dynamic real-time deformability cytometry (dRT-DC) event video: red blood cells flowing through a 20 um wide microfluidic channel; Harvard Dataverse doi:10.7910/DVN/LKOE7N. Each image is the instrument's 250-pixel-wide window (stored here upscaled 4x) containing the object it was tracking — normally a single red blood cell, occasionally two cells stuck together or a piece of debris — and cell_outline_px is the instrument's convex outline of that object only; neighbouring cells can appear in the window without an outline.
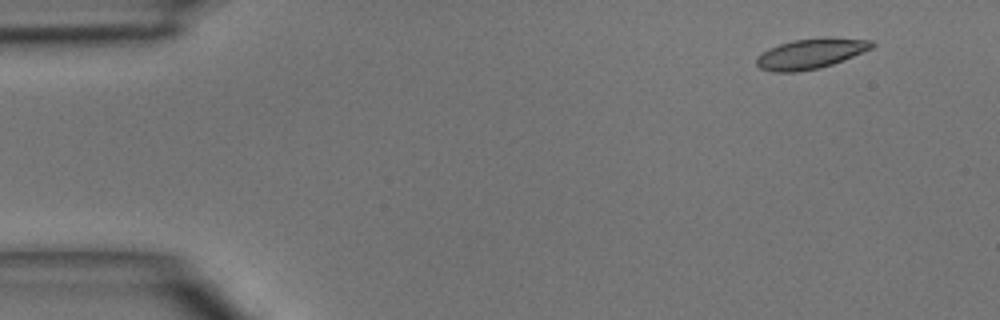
{"species": "common noctule bat (a hibernating species)", "species_latin": "Nyctalus noctula", "temperature_condition": "room temperature", "stored_images_in_passage": 3, "camera_frame_rate_fps": 3000, "um_per_image_px": 0.085, "animal": {"sex": "male", "body_mass_g": 15.6}, "frame": {"image": 1, "passage_image": 1, "time_ms": 0.0, "image_size_px": [1000, 320], "cell_outline_px": [[876, 44], [872, 48], [832, 64], [820, 68], [800, 72], [772, 72], [760, 68], [756, 64], [756, 56], [780, 44], [792, 40], [824, 36], [872, 40]], "centroid_in_image_um": [68.92, 4.55], "position_along_channel_um": 16.1, "area_um2": 20.4}}